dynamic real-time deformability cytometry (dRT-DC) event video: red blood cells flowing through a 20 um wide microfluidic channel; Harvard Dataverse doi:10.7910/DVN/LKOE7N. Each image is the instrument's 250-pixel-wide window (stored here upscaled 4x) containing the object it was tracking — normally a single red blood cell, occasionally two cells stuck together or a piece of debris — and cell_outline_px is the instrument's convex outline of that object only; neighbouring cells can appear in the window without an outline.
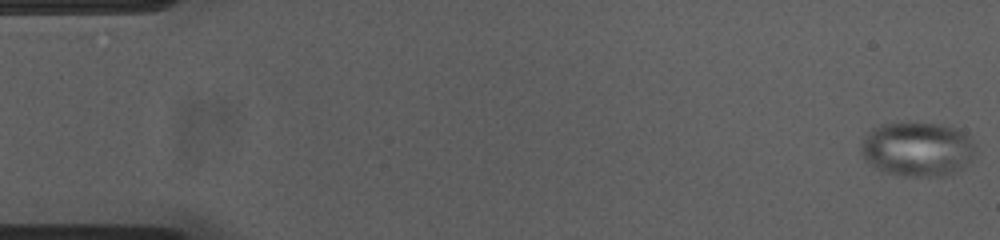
{"species": "common noctule bat (a hibernating species)", "species_latin": "Nyctalus noctula", "temperature_condition": "cold", "stored_images_in_passage": 22, "camera_frame_rate_fps": 3000, "um_per_image_px": 0.085, "animal": {"sex": "female", "body_mass_g": 23.0, "forearm_length_mm": 53.4}, "frame": {"image": 1, "passage_image": 1, "time_ms": 0.0, "image_size_px": [1000, 240], "cell_outline_px": [[976, 152], [964, 168], [944, 176], [904, 176], [888, 172], [876, 168], [864, 160], [860, 152], [860, 148], [868, 132], [872, 128], [884, 124], [936, 124], [956, 128], [968, 136], [976, 144]], "centroid_in_image_um": [78.0, 12.7], "position_along_channel_um": 7.0, "area_um2": 36.07}}